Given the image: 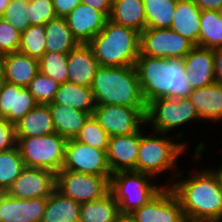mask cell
Instances as JSON below:
<instances>
[{"label": "cell", "instance_id": "obj_12", "mask_svg": "<svg viewBox=\"0 0 222 222\" xmlns=\"http://www.w3.org/2000/svg\"><path fill=\"white\" fill-rule=\"evenodd\" d=\"M61 170L104 176L109 181L112 175L108 166L106 151L76 139L67 140L65 160Z\"/></svg>", "mask_w": 222, "mask_h": 222}, {"label": "cell", "instance_id": "obj_44", "mask_svg": "<svg viewBox=\"0 0 222 222\" xmlns=\"http://www.w3.org/2000/svg\"><path fill=\"white\" fill-rule=\"evenodd\" d=\"M201 10H222V0H192Z\"/></svg>", "mask_w": 222, "mask_h": 222}, {"label": "cell", "instance_id": "obj_27", "mask_svg": "<svg viewBox=\"0 0 222 222\" xmlns=\"http://www.w3.org/2000/svg\"><path fill=\"white\" fill-rule=\"evenodd\" d=\"M108 19L141 33L146 29L143 0H112Z\"/></svg>", "mask_w": 222, "mask_h": 222}, {"label": "cell", "instance_id": "obj_20", "mask_svg": "<svg viewBox=\"0 0 222 222\" xmlns=\"http://www.w3.org/2000/svg\"><path fill=\"white\" fill-rule=\"evenodd\" d=\"M67 67L69 82L91 88L100 64L88 44H78L68 53Z\"/></svg>", "mask_w": 222, "mask_h": 222}, {"label": "cell", "instance_id": "obj_13", "mask_svg": "<svg viewBox=\"0 0 222 222\" xmlns=\"http://www.w3.org/2000/svg\"><path fill=\"white\" fill-rule=\"evenodd\" d=\"M131 216L136 222H188L180 202L167 185Z\"/></svg>", "mask_w": 222, "mask_h": 222}, {"label": "cell", "instance_id": "obj_46", "mask_svg": "<svg viewBox=\"0 0 222 222\" xmlns=\"http://www.w3.org/2000/svg\"><path fill=\"white\" fill-rule=\"evenodd\" d=\"M115 222H136L131 214H119Z\"/></svg>", "mask_w": 222, "mask_h": 222}, {"label": "cell", "instance_id": "obj_5", "mask_svg": "<svg viewBox=\"0 0 222 222\" xmlns=\"http://www.w3.org/2000/svg\"><path fill=\"white\" fill-rule=\"evenodd\" d=\"M88 45L100 66H131L140 55V32L108 19Z\"/></svg>", "mask_w": 222, "mask_h": 222}, {"label": "cell", "instance_id": "obj_11", "mask_svg": "<svg viewBox=\"0 0 222 222\" xmlns=\"http://www.w3.org/2000/svg\"><path fill=\"white\" fill-rule=\"evenodd\" d=\"M147 107L96 105L93 116L109 136L137 132L146 123Z\"/></svg>", "mask_w": 222, "mask_h": 222}, {"label": "cell", "instance_id": "obj_18", "mask_svg": "<svg viewBox=\"0 0 222 222\" xmlns=\"http://www.w3.org/2000/svg\"><path fill=\"white\" fill-rule=\"evenodd\" d=\"M65 19L73 37L79 44H88L103 30L108 20L102 12L84 3H80Z\"/></svg>", "mask_w": 222, "mask_h": 222}, {"label": "cell", "instance_id": "obj_42", "mask_svg": "<svg viewBox=\"0 0 222 222\" xmlns=\"http://www.w3.org/2000/svg\"><path fill=\"white\" fill-rule=\"evenodd\" d=\"M52 1L57 17H64V18L81 3V0H52Z\"/></svg>", "mask_w": 222, "mask_h": 222}, {"label": "cell", "instance_id": "obj_3", "mask_svg": "<svg viewBox=\"0 0 222 222\" xmlns=\"http://www.w3.org/2000/svg\"><path fill=\"white\" fill-rule=\"evenodd\" d=\"M145 128H147L146 123L143 125V135L140 139L136 172L149 174L158 180L162 174L170 173L172 175L171 179L174 180L180 172V169H178L180 156L185 154L190 147L188 145L189 141L187 139L186 141L183 140L186 134L183 130L176 133L177 135L173 133L171 136L152 130L149 134L144 130ZM179 140L183 141L180 142ZM173 171L174 173H172Z\"/></svg>", "mask_w": 222, "mask_h": 222}, {"label": "cell", "instance_id": "obj_9", "mask_svg": "<svg viewBox=\"0 0 222 222\" xmlns=\"http://www.w3.org/2000/svg\"><path fill=\"white\" fill-rule=\"evenodd\" d=\"M55 188L79 204L97 200L109 192L110 181L104 176L60 170Z\"/></svg>", "mask_w": 222, "mask_h": 222}, {"label": "cell", "instance_id": "obj_2", "mask_svg": "<svg viewBox=\"0 0 222 222\" xmlns=\"http://www.w3.org/2000/svg\"><path fill=\"white\" fill-rule=\"evenodd\" d=\"M135 67L146 105L162 97L188 98L192 92L182 58L139 55Z\"/></svg>", "mask_w": 222, "mask_h": 222}, {"label": "cell", "instance_id": "obj_35", "mask_svg": "<svg viewBox=\"0 0 222 222\" xmlns=\"http://www.w3.org/2000/svg\"><path fill=\"white\" fill-rule=\"evenodd\" d=\"M39 61V71L59 84L69 81L68 54L45 52Z\"/></svg>", "mask_w": 222, "mask_h": 222}, {"label": "cell", "instance_id": "obj_39", "mask_svg": "<svg viewBox=\"0 0 222 222\" xmlns=\"http://www.w3.org/2000/svg\"><path fill=\"white\" fill-rule=\"evenodd\" d=\"M28 12L30 25H45L57 17L52 0H29Z\"/></svg>", "mask_w": 222, "mask_h": 222}, {"label": "cell", "instance_id": "obj_1", "mask_svg": "<svg viewBox=\"0 0 222 222\" xmlns=\"http://www.w3.org/2000/svg\"><path fill=\"white\" fill-rule=\"evenodd\" d=\"M185 176L177 174L169 186L177 197L188 222H222V187L211 168H199ZM171 183V184H170Z\"/></svg>", "mask_w": 222, "mask_h": 222}, {"label": "cell", "instance_id": "obj_49", "mask_svg": "<svg viewBox=\"0 0 222 222\" xmlns=\"http://www.w3.org/2000/svg\"><path fill=\"white\" fill-rule=\"evenodd\" d=\"M10 0H0V18L4 15Z\"/></svg>", "mask_w": 222, "mask_h": 222}, {"label": "cell", "instance_id": "obj_34", "mask_svg": "<svg viewBox=\"0 0 222 222\" xmlns=\"http://www.w3.org/2000/svg\"><path fill=\"white\" fill-rule=\"evenodd\" d=\"M19 51L39 60L46 52L45 25H30L21 32Z\"/></svg>", "mask_w": 222, "mask_h": 222}, {"label": "cell", "instance_id": "obj_19", "mask_svg": "<svg viewBox=\"0 0 222 222\" xmlns=\"http://www.w3.org/2000/svg\"><path fill=\"white\" fill-rule=\"evenodd\" d=\"M186 78L192 89L208 86L216 81L213 49L195 45L183 58Z\"/></svg>", "mask_w": 222, "mask_h": 222}, {"label": "cell", "instance_id": "obj_47", "mask_svg": "<svg viewBox=\"0 0 222 222\" xmlns=\"http://www.w3.org/2000/svg\"><path fill=\"white\" fill-rule=\"evenodd\" d=\"M5 55L0 54V84L4 81Z\"/></svg>", "mask_w": 222, "mask_h": 222}, {"label": "cell", "instance_id": "obj_10", "mask_svg": "<svg viewBox=\"0 0 222 222\" xmlns=\"http://www.w3.org/2000/svg\"><path fill=\"white\" fill-rule=\"evenodd\" d=\"M194 46L171 28H146L140 33V55L183 59Z\"/></svg>", "mask_w": 222, "mask_h": 222}, {"label": "cell", "instance_id": "obj_45", "mask_svg": "<svg viewBox=\"0 0 222 222\" xmlns=\"http://www.w3.org/2000/svg\"><path fill=\"white\" fill-rule=\"evenodd\" d=\"M216 82L222 84V48L213 50Z\"/></svg>", "mask_w": 222, "mask_h": 222}, {"label": "cell", "instance_id": "obj_43", "mask_svg": "<svg viewBox=\"0 0 222 222\" xmlns=\"http://www.w3.org/2000/svg\"><path fill=\"white\" fill-rule=\"evenodd\" d=\"M81 3H84L91 8L102 12L107 18H109L112 0H81Z\"/></svg>", "mask_w": 222, "mask_h": 222}, {"label": "cell", "instance_id": "obj_26", "mask_svg": "<svg viewBox=\"0 0 222 222\" xmlns=\"http://www.w3.org/2000/svg\"><path fill=\"white\" fill-rule=\"evenodd\" d=\"M52 103L68 105L76 110L93 115L96 107L94 94L91 88L77 85L72 82H64L59 85Z\"/></svg>", "mask_w": 222, "mask_h": 222}, {"label": "cell", "instance_id": "obj_48", "mask_svg": "<svg viewBox=\"0 0 222 222\" xmlns=\"http://www.w3.org/2000/svg\"><path fill=\"white\" fill-rule=\"evenodd\" d=\"M221 163V164H220ZM220 164V165H219ZM218 168H212V171L217 175L218 180L220 182V186L222 187V162H219Z\"/></svg>", "mask_w": 222, "mask_h": 222}, {"label": "cell", "instance_id": "obj_16", "mask_svg": "<svg viewBox=\"0 0 222 222\" xmlns=\"http://www.w3.org/2000/svg\"><path fill=\"white\" fill-rule=\"evenodd\" d=\"M47 198L18 199L0 193V222H41Z\"/></svg>", "mask_w": 222, "mask_h": 222}, {"label": "cell", "instance_id": "obj_36", "mask_svg": "<svg viewBox=\"0 0 222 222\" xmlns=\"http://www.w3.org/2000/svg\"><path fill=\"white\" fill-rule=\"evenodd\" d=\"M109 137L108 133L92 115L87 119L84 127L80 130L75 139L79 142H83L94 148L102 149L107 152Z\"/></svg>", "mask_w": 222, "mask_h": 222}, {"label": "cell", "instance_id": "obj_25", "mask_svg": "<svg viewBox=\"0 0 222 222\" xmlns=\"http://www.w3.org/2000/svg\"><path fill=\"white\" fill-rule=\"evenodd\" d=\"M55 132L65 139H75L85 122L91 116L68 105L49 103Z\"/></svg>", "mask_w": 222, "mask_h": 222}, {"label": "cell", "instance_id": "obj_33", "mask_svg": "<svg viewBox=\"0 0 222 222\" xmlns=\"http://www.w3.org/2000/svg\"><path fill=\"white\" fill-rule=\"evenodd\" d=\"M24 168L17 146L7 151H0V193L8 190Z\"/></svg>", "mask_w": 222, "mask_h": 222}, {"label": "cell", "instance_id": "obj_17", "mask_svg": "<svg viewBox=\"0 0 222 222\" xmlns=\"http://www.w3.org/2000/svg\"><path fill=\"white\" fill-rule=\"evenodd\" d=\"M38 103L28 88L3 81L0 84V117L16 124Z\"/></svg>", "mask_w": 222, "mask_h": 222}, {"label": "cell", "instance_id": "obj_23", "mask_svg": "<svg viewBox=\"0 0 222 222\" xmlns=\"http://www.w3.org/2000/svg\"><path fill=\"white\" fill-rule=\"evenodd\" d=\"M38 72V59L20 51L5 55L4 81L27 88Z\"/></svg>", "mask_w": 222, "mask_h": 222}, {"label": "cell", "instance_id": "obj_37", "mask_svg": "<svg viewBox=\"0 0 222 222\" xmlns=\"http://www.w3.org/2000/svg\"><path fill=\"white\" fill-rule=\"evenodd\" d=\"M59 85L57 81L39 71L27 88L38 104H49L54 101Z\"/></svg>", "mask_w": 222, "mask_h": 222}, {"label": "cell", "instance_id": "obj_30", "mask_svg": "<svg viewBox=\"0 0 222 222\" xmlns=\"http://www.w3.org/2000/svg\"><path fill=\"white\" fill-rule=\"evenodd\" d=\"M119 206L109 191L100 199L80 205L79 222H115Z\"/></svg>", "mask_w": 222, "mask_h": 222}, {"label": "cell", "instance_id": "obj_24", "mask_svg": "<svg viewBox=\"0 0 222 222\" xmlns=\"http://www.w3.org/2000/svg\"><path fill=\"white\" fill-rule=\"evenodd\" d=\"M16 137H35L55 133L49 104H37L15 124Z\"/></svg>", "mask_w": 222, "mask_h": 222}, {"label": "cell", "instance_id": "obj_14", "mask_svg": "<svg viewBox=\"0 0 222 222\" xmlns=\"http://www.w3.org/2000/svg\"><path fill=\"white\" fill-rule=\"evenodd\" d=\"M56 185V174L42 169L25 167L20 176L5 192L18 199L47 198Z\"/></svg>", "mask_w": 222, "mask_h": 222}, {"label": "cell", "instance_id": "obj_6", "mask_svg": "<svg viewBox=\"0 0 222 222\" xmlns=\"http://www.w3.org/2000/svg\"><path fill=\"white\" fill-rule=\"evenodd\" d=\"M155 180V181H154ZM155 177L136 171L112 173L109 191L119 206L120 214H131L154 198L164 187Z\"/></svg>", "mask_w": 222, "mask_h": 222}, {"label": "cell", "instance_id": "obj_15", "mask_svg": "<svg viewBox=\"0 0 222 222\" xmlns=\"http://www.w3.org/2000/svg\"><path fill=\"white\" fill-rule=\"evenodd\" d=\"M143 135V126L133 134L110 136L107 149V162L112 173L136 171V161Z\"/></svg>", "mask_w": 222, "mask_h": 222}, {"label": "cell", "instance_id": "obj_31", "mask_svg": "<svg viewBox=\"0 0 222 222\" xmlns=\"http://www.w3.org/2000/svg\"><path fill=\"white\" fill-rule=\"evenodd\" d=\"M199 46L213 50L222 48V16L220 11H201Z\"/></svg>", "mask_w": 222, "mask_h": 222}, {"label": "cell", "instance_id": "obj_29", "mask_svg": "<svg viewBox=\"0 0 222 222\" xmlns=\"http://www.w3.org/2000/svg\"><path fill=\"white\" fill-rule=\"evenodd\" d=\"M46 52L68 54L79 43L73 37L64 17H56L45 24Z\"/></svg>", "mask_w": 222, "mask_h": 222}, {"label": "cell", "instance_id": "obj_32", "mask_svg": "<svg viewBox=\"0 0 222 222\" xmlns=\"http://www.w3.org/2000/svg\"><path fill=\"white\" fill-rule=\"evenodd\" d=\"M178 0H143L146 28H170Z\"/></svg>", "mask_w": 222, "mask_h": 222}, {"label": "cell", "instance_id": "obj_4", "mask_svg": "<svg viewBox=\"0 0 222 222\" xmlns=\"http://www.w3.org/2000/svg\"><path fill=\"white\" fill-rule=\"evenodd\" d=\"M91 89L96 105L147 107L135 65L100 66L94 76Z\"/></svg>", "mask_w": 222, "mask_h": 222}, {"label": "cell", "instance_id": "obj_22", "mask_svg": "<svg viewBox=\"0 0 222 222\" xmlns=\"http://www.w3.org/2000/svg\"><path fill=\"white\" fill-rule=\"evenodd\" d=\"M201 11L192 0H178L170 28L199 46Z\"/></svg>", "mask_w": 222, "mask_h": 222}, {"label": "cell", "instance_id": "obj_8", "mask_svg": "<svg viewBox=\"0 0 222 222\" xmlns=\"http://www.w3.org/2000/svg\"><path fill=\"white\" fill-rule=\"evenodd\" d=\"M145 130L169 134L193 122L202 121L189 98L162 97L147 105ZM195 120V121H194ZM148 129V130H147Z\"/></svg>", "mask_w": 222, "mask_h": 222}, {"label": "cell", "instance_id": "obj_21", "mask_svg": "<svg viewBox=\"0 0 222 222\" xmlns=\"http://www.w3.org/2000/svg\"><path fill=\"white\" fill-rule=\"evenodd\" d=\"M202 122H222V84L214 82L208 86L192 89L188 96ZM220 121V122H219Z\"/></svg>", "mask_w": 222, "mask_h": 222}, {"label": "cell", "instance_id": "obj_7", "mask_svg": "<svg viewBox=\"0 0 222 222\" xmlns=\"http://www.w3.org/2000/svg\"><path fill=\"white\" fill-rule=\"evenodd\" d=\"M25 167L42 168L57 174L63 167L67 139L58 133L16 137Z\"/></svg>", "mask_w": 222, "mask_h": 222}, {"label": "cell", "instance_id": "obj_38", "mask_svg": "<svg viewBox=\"0 0 222 222\" xmlns=\"http://www.w3.org/2000/svg\"><path fill=\"white\" fill-rule=\"evenodd\" d=\"M29 0H10L4 15L1 17L20 33L25 31L29 26Z\"/></svg>", "mask_w": 222, "mask_h": 222}, {"label": "cell", "instance_id": "obj_41", "mask_svg": "<svg viewBox=\"0 0 222 222\" xmlns=\"http://www.w3.org/2000/svg\"><path fill=\"white\" fill-rule=\"evenodd\" d=\"M15 125L0 117V151H7L16 147Z\"/></svg>", "mask_w": 222, "mask_h": 222}, {"label": "cell", "instance_id": "obj_40", "mask_svg": "<svg viewBox=\"0 0 222 222\" xmlns=\"http://www.w3.org/2000/svg\"><path fill=\"white\" fill-rule=\"evenodd\" d=\"M21 33L10 23L0 18V54L19 51Z\"/></svg>", "mask_w": 222, "mask_h": 222}, {"label": "cell", "instance_id": "obj_28", "mask_svg": "<svg viewBox=\"0 0 222 222\" xmlns=\"http://www.w3.org/2000/svg\"><path fill=\"white\" fill-rule=\"evenodd\" d=\"M80 205L55 188L47 197L45 213L41 222H79Z\"/></svg>", "mask_w": 222, "mask_h": 222}]
</instances>
